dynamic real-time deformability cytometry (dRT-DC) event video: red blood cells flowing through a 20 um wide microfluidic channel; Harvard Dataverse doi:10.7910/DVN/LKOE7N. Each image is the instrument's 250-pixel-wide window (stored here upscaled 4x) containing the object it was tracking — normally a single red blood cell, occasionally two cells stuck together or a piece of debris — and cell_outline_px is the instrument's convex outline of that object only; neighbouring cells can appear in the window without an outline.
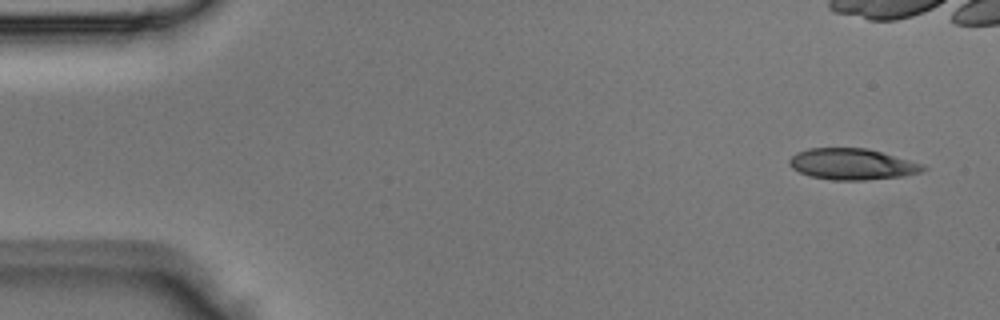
{"species": "Egyptian fruit bat (a non-hibernating species)", "species_latin": "Rousettus aegyptiacus", "temperature_condition": "room temperature", "stored_images_in_passage": 6, "camera_frame_rate_fps": 3000, "um_per_image_px": 0.085, "animal": {"sex": "male"}, "frame": {"image": 1, "passage_image": 1, "time_ms": 0.0, "image_size_px": [1000, 320], "cell_outline_px": [[928, 168], [924, 172], [904, 176], [864, 180], [832, 180], [808, 176], [792, 168], [788, 164], [788, 160], [796, 152], [808, 148], [868, 148], [924, 164]], "centroid_in_image_um": [72.45, 13.95], "position_along_channel_um": 12.6, "area_um2": 24.57}}
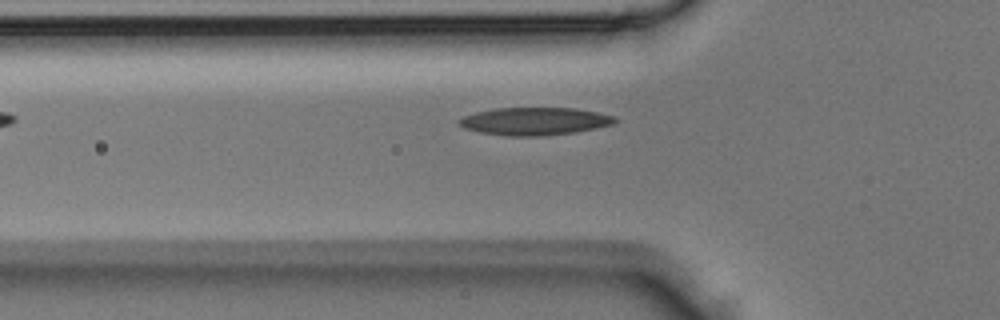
{"frame": {"image": 2, "passage_image": 6, "time_ms": 1.667, "image_size_px": [1000, 320], "cell_outline_px": [[616, 120], [612, 124], [572, 132], [540, 136], [508, 136], [480, 132], [464, 128], [460, 124], [460, 120], [464, 116], [476, 112], [496, 108], [576, 108], [616, 116]], "centroid_in_image_um": [45.43, 10.3], "position_along_channel_um": 80.4, "area_um2": 24.74}}